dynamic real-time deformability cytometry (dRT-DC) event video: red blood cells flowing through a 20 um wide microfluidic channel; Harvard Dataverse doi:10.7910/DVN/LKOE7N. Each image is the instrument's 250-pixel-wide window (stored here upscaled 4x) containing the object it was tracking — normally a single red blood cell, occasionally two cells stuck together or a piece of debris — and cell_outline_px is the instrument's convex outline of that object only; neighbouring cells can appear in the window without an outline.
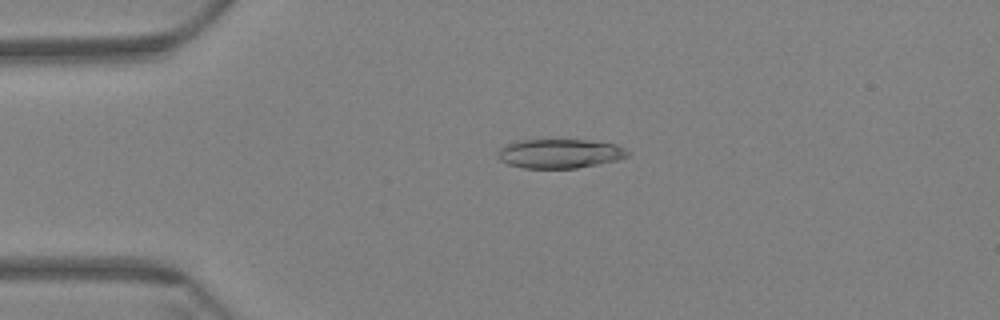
{"species": "Egyptian fruit bat (a non-hibernating species)", "species_latin": "Rousettus aegyptiacus", "temperature_condition": "warm", "stored_images_in_passage": 60, "camera_frame_rate_fps": 3000, "um_per_image_px": 0.085, "animal": {"sex": "female"}, "frame": {"image": 1, "passage_image": 14, "time_ms": 4.333, "image_size_px": [1000, 320], "cell_outline_px": [[628, 156], [616, 160], [576, 168], [524, 168], [508, 164], [500, 160], [496, 156], [496, 152], [504, 144], [516, 140], [584, 140], [616, 144], [624, 148], [628, 152]], "centroid_in_image_um": [47.5, 13.05], "position_along_channel_um": 37.5, "area_um2": 22.08}}
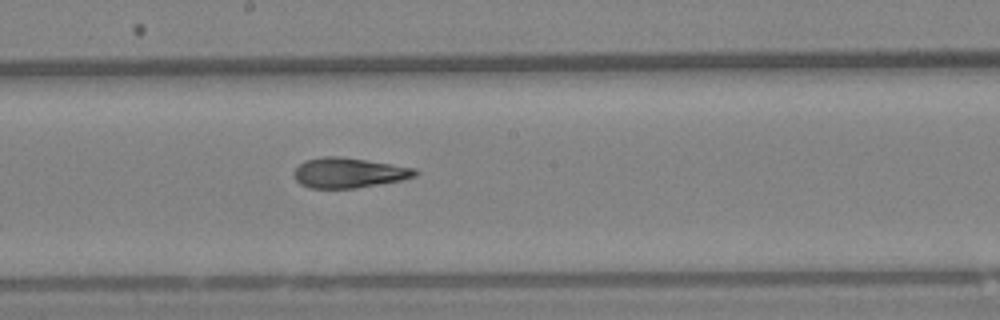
{"frame": {"image": 2, "passage_image": 33, "time_ms": 10.667, "image_size_px": [1000, 320], "cell_outline_px": [[420, 172], [416, 176], [404, 180], [380, 184], [352, 188], [308, 188], [300, 184], [296, 180], [292, 172], [304, 160], [320, 156], [340, 156], [392, 164], [416, 168]], "centroid_in_image_um": [29.65, 14.68], "position_along_channel_um": 218.6, "area_um2": 21.5}}
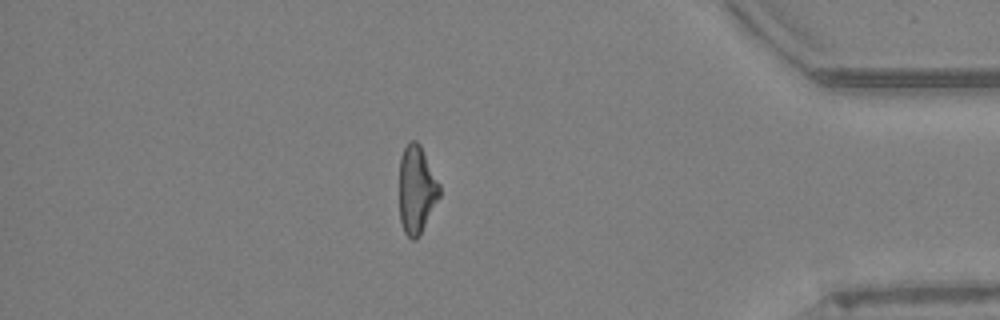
{"frame": {"image": 3, "passage_image": 52, "time_ms": 17.0, "image_size_px": [1000, 320], "cell_outline_px": [[440, 196], [416, 240], [412, 240], [404, 232], [400, 220], [400, 156], [404, 148], [412, 140], [416, 140], [420, 144], [440, 184]], "centroid_in_image_um": [35.41, 16.1], "position_along_channel_um": 399.8, "area_um2": 20.35}, "authors_computed_cell_mechanics": {"area_um2": 21.8195, "velocity_mm_per_s": 3.4336, "shape_relaxation_time_tau1_ms": null, "shape_relaxation_time_tau2_ms": 2.2691, "deformation_change_tau1": null, "deformation_change_tau2": 0.1111}}